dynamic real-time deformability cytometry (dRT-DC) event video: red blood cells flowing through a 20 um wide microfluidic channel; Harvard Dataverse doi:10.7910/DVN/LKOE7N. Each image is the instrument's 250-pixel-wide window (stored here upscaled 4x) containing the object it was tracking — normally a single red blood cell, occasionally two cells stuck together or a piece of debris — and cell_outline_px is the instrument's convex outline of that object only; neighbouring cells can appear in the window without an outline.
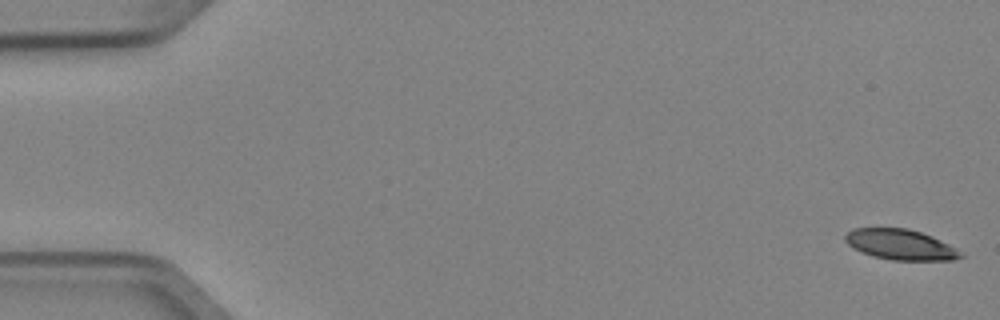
{"species": "Egyptian fruit bat (a non-hibernating species)", "species_latin": "Rousettus aegyptiacus", "temperature_condition": "cold", "stored_images_in_passage": 5, "camera_frame_rate_fps": 3000, "um_per_image_px": 0.085, "animal": {"sex": "female"}, "frame": {"image": 1, "passage_image": 1, "time_ms": 0.0, "image_size_px": [1000, 320], "cell_outline_px": [[964, 256], [952, 260], [892, 260], [872, 256], [852, 248], [844, 240], [844, 236], [852, 228], [908, 228], [932, 236], [956, 248]], "centroid_in_image_um": [76.51, 20.79], "position_along_channel_um": 8.5, "area_um2": 20.46}}
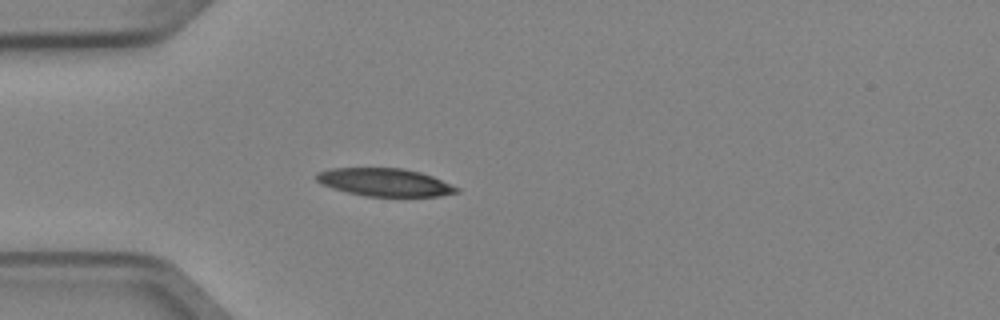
{"frame": {"image": 2, "passage_image": 5, "time_ms": 1.333, "image_size_px": [1000, 320], "cell_outline_px": [[460, 192], [440, 196], [364, 196], [332, 188], [320, 184], [316, 180], [316, 172], [332, 168], [400, 168], [420, 172], [432, 176], [460, 188]], "centroid_in_image_um": [32.69, 15.49], "position_along_channel_um": 52.3, "area_um2": 22.77}}